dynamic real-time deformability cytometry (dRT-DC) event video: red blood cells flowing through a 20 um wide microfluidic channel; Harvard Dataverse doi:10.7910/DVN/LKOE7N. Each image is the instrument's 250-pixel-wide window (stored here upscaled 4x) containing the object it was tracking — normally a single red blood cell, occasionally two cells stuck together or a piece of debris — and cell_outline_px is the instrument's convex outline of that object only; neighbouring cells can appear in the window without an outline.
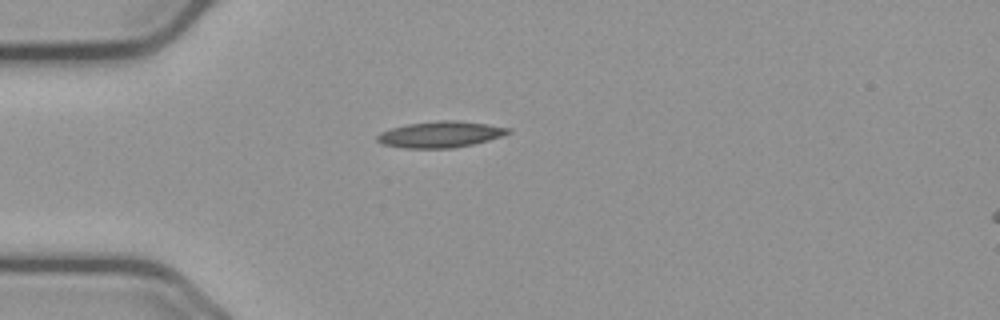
{"species": "common noctule bat (a hibernating species)", "species_latin": "Nyctalus noctula", "temperature_condition": "cold", "stored_images_in_passage": 14, "camera_frame_rate_fps": 3000, "um_per_image_px": 0.085, "animal": {"sex": "male", "body_mass_g": 23.1, "forearm_length_mm": 52.7}, "frame": {"image": 1, "passage_image": 1, "time_ms": 0.0, "image_size_px": [1000, 320], "cell_outline_px": [[512, 132], [488, 140], [472, 144], [452, 148], [400, 148], [384, 144], [376, 140], [376, 136], [380, 132], [392, 128], [408, 124], [440, 120], [456, 120], [488, 124], [512, 128]], "centroid_in_image_um": [37.44, 11.42], "position_along_channel_um": 47.6, "area_um2": 19.94}}
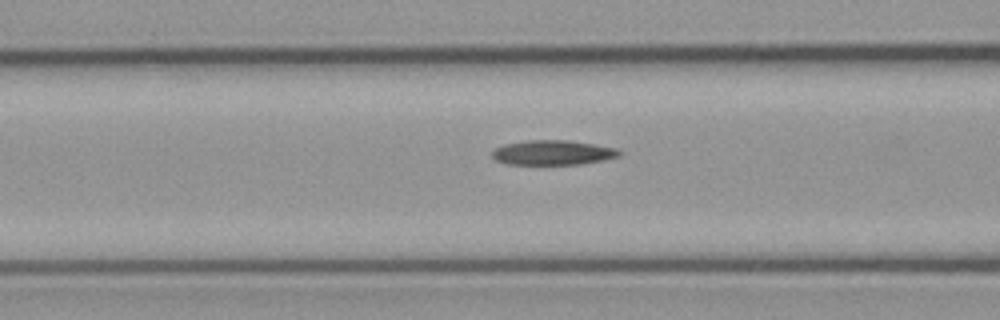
{"frame": {"image": 2, "passage_image": 8, "time_ms": 2.333, "image_size_px": [1000, 320], "cell_outline_px": [[620, 156], [604, 160], [580, 164], [508, 164], [496, 160], [492, 156], [492, 152], [496, 148], [504, 144], [528, 140], [568, 140], [616, 148], [620, 152]], "centroid_in_image_um": [46.98, 12.97], "position_along_channel_um": 119.6, "area_um2": 18.15}}
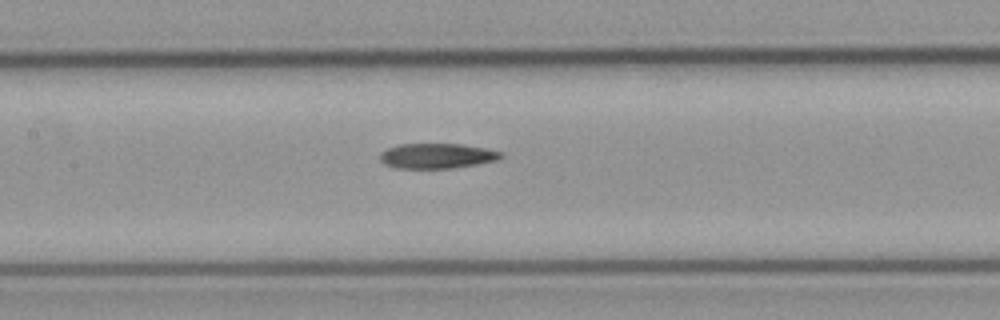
{"frame": {"image": 3, "passage_image": 12, "time_ms": 3.667, "image_size_px": [1000, 320], "cell_outline_px": [[504, 156], [496, 160], [476, 164], [452, 168], [392, 168], [384, 164], [380, 160], [380, 152], [388, 148], [400, 144], [460, 144], [484, 148], [500, 152]], "centroid_in_image_um": [37.08, 13.25], "position_along_channel_um": 170.3, "area_um2": 17.57}}